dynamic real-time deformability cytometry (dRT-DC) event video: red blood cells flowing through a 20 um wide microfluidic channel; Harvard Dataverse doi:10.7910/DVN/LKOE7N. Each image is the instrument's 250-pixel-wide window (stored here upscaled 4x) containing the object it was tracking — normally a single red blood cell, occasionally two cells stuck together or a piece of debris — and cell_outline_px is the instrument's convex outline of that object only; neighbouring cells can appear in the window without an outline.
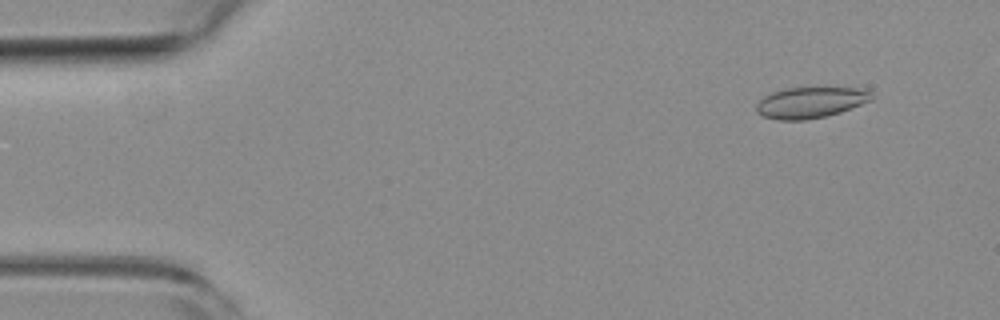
{"species": "common noctule bat (a hibernating species)", "species_latin": "Nyctalus noctula", "temperature_condition": "room temperature", "stored_images_in_passage": 54, "camera_frame_rate_fps": 3000, "um_per_image_px": 0.085, "animal": {"sex": "female", "body_mass_g": 19.3, "forearm_length_mm": 54.1}, "frame": {"image": 1, "passage_image": 5, "time_ms": 1.333, "image_size_px": [1000, 320], "cell_outline_px": [[872, 100], [840, 112], [824, 116], [804, 120], [776, 120], [764, 116], [756, 112], [756, 104], [764, 96], [772, 92], [788, 88], [856, 88], [872, 92]], "centroid_in_image_um": [68.86, 8.72], "position_along_channel_um": 16.1, "area_um2": 20.58}}
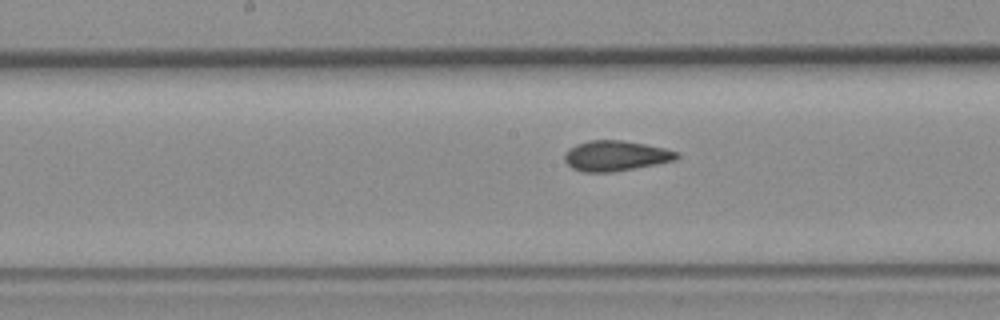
{"frame": {"image": 2, "passage_image": 27, "time_ms": 8.667, "image_size_px": [1000, 320], "cell_outline_px": [[680, 156], [676, 160], [656, 164], [612, 172], [584, 172], [572, 168], [564, 160], [564, 156], [576, 144], [588, 140], [620, 140], [644, 144], [664, 148], [676, 152]], "centroid_in_image_um": [52.33, 13.25], "position_along_channel_um": 195.9, "area_um2": 19.54}}
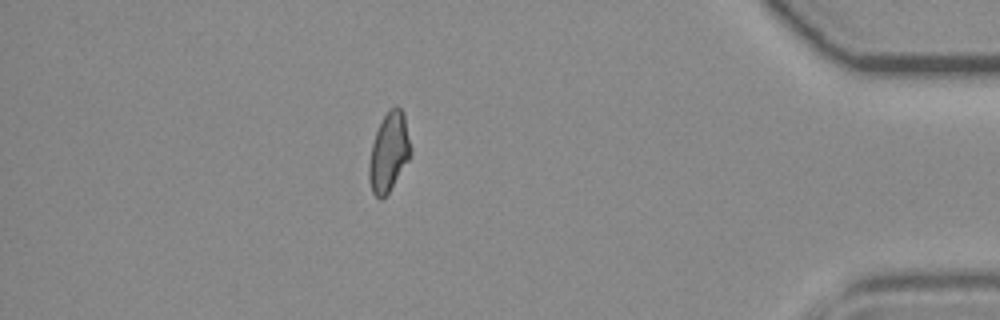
{"frame": {"image": 3, "passage_image": 47, "time_ms": 15.333, "image_size_px": [1000, 320], "cell_outline_px": [[412, 152], [408, 160], [388, 192], [380, 200], [372, 192], [368, 176], [368, 164], [372, 144], [376, 132], [388, 108], [396, 104], [404, 112], [412, 148]], "centroid_in_image_um": [33.06, 12.88], "position_along_channel_um": 402.1, "area_um2": 19.19}, "authors_computed_cell_mechanics": {"area_um2": 19.7676, "velocity_mm_per_s": 3.8045, "shape_relaxation_time_tau1_ms": null, "shape_relaxation_time_tau2_ms": 1.9564, "deformation_change_tau1": null, "deformation_change_tau2": 0.0655}}